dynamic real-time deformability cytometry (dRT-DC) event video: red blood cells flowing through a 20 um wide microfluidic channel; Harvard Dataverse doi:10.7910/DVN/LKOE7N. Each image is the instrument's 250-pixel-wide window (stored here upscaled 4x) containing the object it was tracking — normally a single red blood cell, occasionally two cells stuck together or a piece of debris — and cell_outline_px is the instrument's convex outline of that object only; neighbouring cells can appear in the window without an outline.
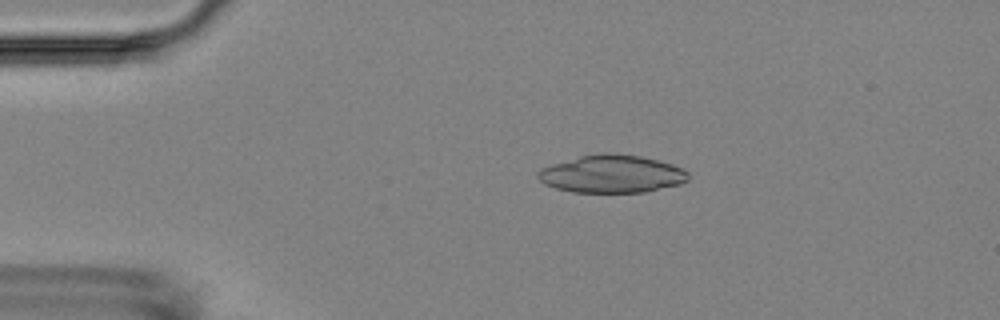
{"species": "Egyptian fruit bat (a non-hibernating species)", "species_latin": "Rousettus aegyptiacus", "temperature_condition": "room temperature", "stored_images_in_passage": 6, "camera_frame_rate_fps": 3000, "um_per_image_px": 0.085, "animal": {"sex": "female"}, "frame": {"image": 1, "passage_image": 3, "time_ms": 2.333, "image_size_px": [1000, 320], "cell_outline_px": [[688, 180], [680, 184], [644, 192], [572, 192], [556, 188], [544, 184], [536, 176], [536, 172], [540, 168], [552, 164], [580, 156], [604, 152], [612, 152], [640, 156], [672, 164], [684, 168], [688, 172]], "centroid_in_image_um": [51.99, 14.78], "position_along_channel_um": 33.0, "area_um2": 33.18}}
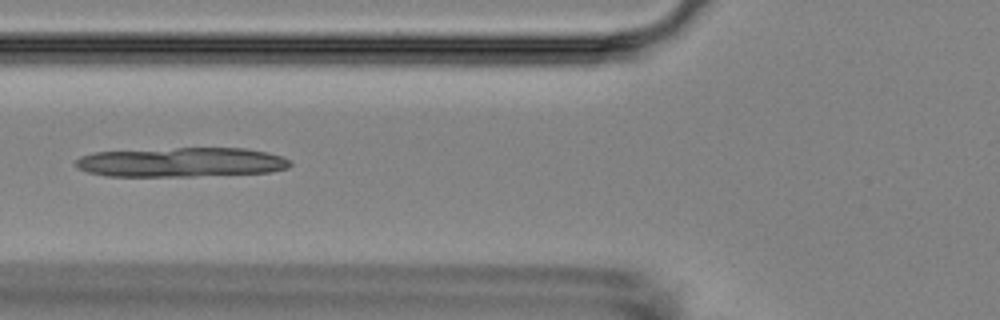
{"frame": {"image": 2, "passage_image": 6, "time_ms": 5.667, "image_size_px": [1000, 320], "cell_outline_px": [[292, 164], [288, 168], [272, 172], [192, 176], [108, 176], [88, 172], [76, 168], [76, 160], [80, 156], [96, 152], [176, 148], [244, 148], [268, 152], [280, 156], [288, 160]], "centroid_in_image_um": [15.42, 13.79], "position_along_channel_um": 110.4, "area_um2": 36.76}}